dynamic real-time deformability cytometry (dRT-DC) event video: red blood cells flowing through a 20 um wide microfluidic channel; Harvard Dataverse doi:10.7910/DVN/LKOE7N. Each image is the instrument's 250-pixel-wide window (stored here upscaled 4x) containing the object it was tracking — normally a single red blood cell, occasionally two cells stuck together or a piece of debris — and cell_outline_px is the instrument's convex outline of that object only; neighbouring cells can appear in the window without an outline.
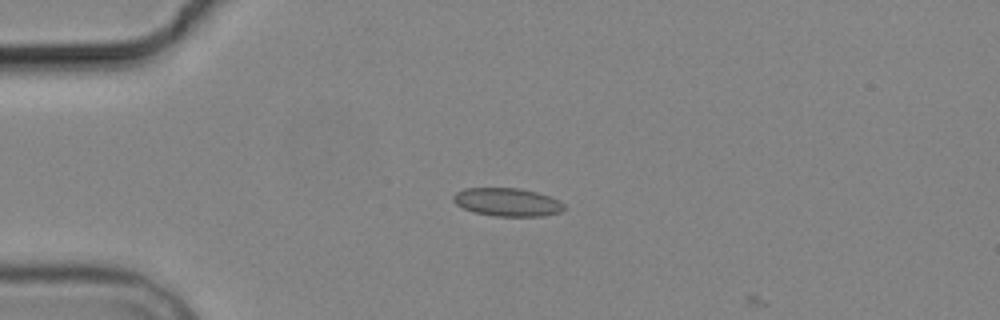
{"species": "common noctule bat (a hibernating species)", "species_latin": "Nyctalus noctula", "temperature_condition": "cold", "stored_images_in_passage": 3, "camera_frame_rate_fps": 3000, "um_per_image_px": 0.085, "animal": {"sex": "male", "body_mass_g": 19.2, "forearm_length_mm": 51.8}, "frame": {"image": 1, "passage_image": 2, "time_ms": 1.333, "image_size_px": [1000, 320], "cell_outline_px": [[564, 208], [560, 212], [540, 216], [496, 216], [472, 212], [456, 204], [452, 200], [452, 196], [456, 192], [464, 188], [520, 188], [536, 192], [548, 196], [564, 204]], "centroid_in_image_um": [43.06, 17.17], "position_along_channel_um": 41.9, "area_um2": 18.09}}